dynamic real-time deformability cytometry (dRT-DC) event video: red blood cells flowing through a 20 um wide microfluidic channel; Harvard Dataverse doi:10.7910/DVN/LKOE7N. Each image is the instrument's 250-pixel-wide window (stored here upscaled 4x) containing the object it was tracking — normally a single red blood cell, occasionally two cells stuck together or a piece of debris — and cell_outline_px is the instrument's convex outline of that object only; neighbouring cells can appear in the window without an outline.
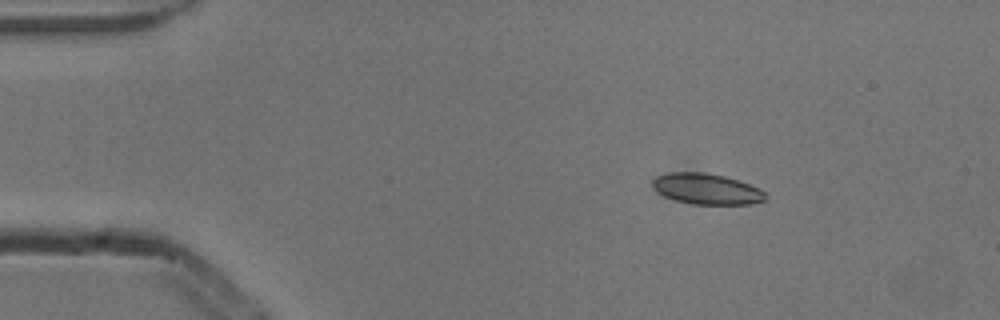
{"species": "common noctule bat (a hibernating species)", "species_latin": "Nyctalus noctula", "temperature_condition": "cold", "stored_images_in_passage": 5, "camera_frame_rate_fps": 3000, "um_per_image_px": 0.085, "animal": {"sex": "male", "body_mass_g": 13.3}, "frame": {"image": 1, "passage_image": 3, "time_ms": 0.667, "image_size_px": [1000, 320], "cell_outline_px": [[768, 196], [764, 200], [752, 204], [696, 204], [676, 200], [664, 196], [652, 184], [652, 180], [656, 176], [668, 172], [704, 172], [724, 176], [760, 188]], "centroid_in_image_um": [60.08, 16.05], "position_along_channel_um": 24.9, "area_um2": 20.06}}